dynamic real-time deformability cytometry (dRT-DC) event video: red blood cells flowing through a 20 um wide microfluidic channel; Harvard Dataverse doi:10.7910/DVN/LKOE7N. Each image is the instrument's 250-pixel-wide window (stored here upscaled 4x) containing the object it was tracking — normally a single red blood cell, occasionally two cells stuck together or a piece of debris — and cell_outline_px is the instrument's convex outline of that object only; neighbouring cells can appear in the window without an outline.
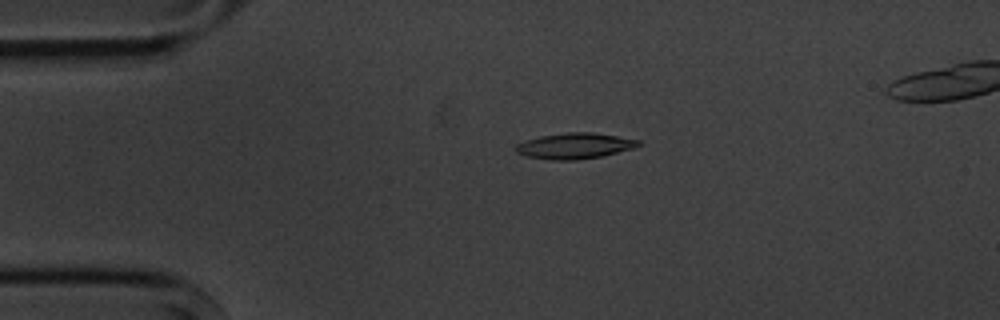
{"species": "common noctule bat (a hibernating species)", "species_latin": "Nyctalus noctula", "temperature_condition": "cold", "stored_images_in_passage": 6, "camera_frame_rate_fps": 3000, "um_per_image_px": 0.085, "animal": {"sex": "male", "body_mass_g": 20.1, "forearm_length_mm": 53.5}, "frame": {"image": 1, "passage_image": 4, "time_ms": 3.667, "image_size_px": [1000, 320], "cell_outline_px": [[640, 144], [636, 148], [600, 156], [576, 160], [552, 160], [528, 156], [516, 152], [516, 144], [524, 140], [540, 136], [568, 132], [592, 132], [640, 140]], "centroid_in_image_um": [48.85, 12.39], "position_along_channel_um": 36.2, "area_um2": 18.32}}